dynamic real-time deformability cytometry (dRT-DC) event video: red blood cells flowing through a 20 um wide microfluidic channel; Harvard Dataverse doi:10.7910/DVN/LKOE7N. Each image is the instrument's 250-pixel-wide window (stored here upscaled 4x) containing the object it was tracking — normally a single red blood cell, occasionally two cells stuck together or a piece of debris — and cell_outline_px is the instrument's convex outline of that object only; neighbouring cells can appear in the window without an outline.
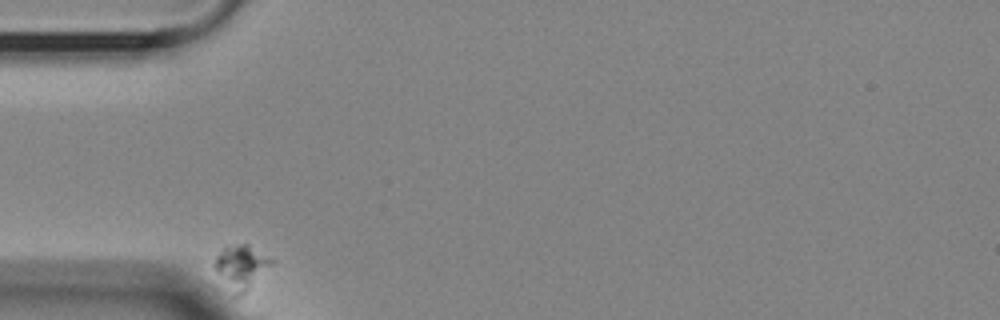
{"species": "Egyptian fruit bat (a non-hibernating species)", "species_latin": "Rousettus aegyptiacus", "temperature_condition": "room temperature", "stored_images_in_passage": 36, "camera_frame_rate_fps": 3000, "um_per_image_px": 0.085, "animal": {"sex": "female"}, "frame": {"image": 1, "passage_image": 1, "time_ms": 0.0, "image_size_px": [1000, 320], "cell_outline_px": [[276, 264], [240, 296], [232, 296], [216, 272], [212, 264], [216, 256], [224, 248], [236, 244], [248, 244], [276, 260]], "centroid_in_image_um": [20.54, 22.71], "position_along_channel_um": 64.5, "area_um2": 14.97}}
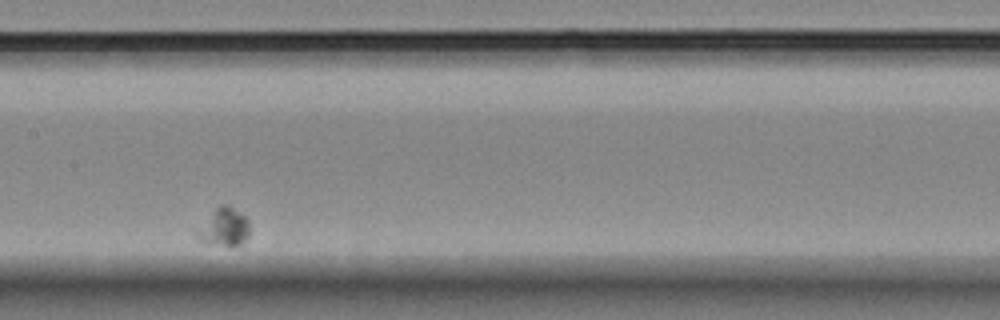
{"frame": {"image": 2, "passage_image": 16, "time_ms": 5.0, "image_size_px": [1000, 320], "cell_outline_px": [[248, 236], [240, 244], [224, 244], [200, 240], [196, 232], [216, 208], [220, 204], [228, 204], [244, 216], [248, 220]], "centroid_in_image_um": [19.08, 19.26], "position_along_channel_um": 188.3, "area_um2": 10.75}}
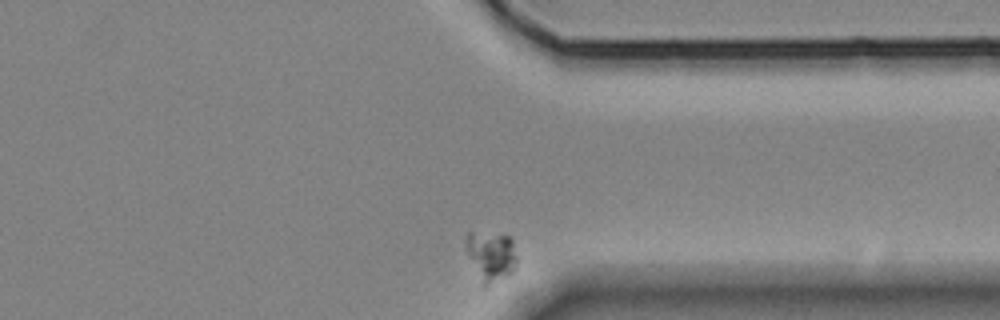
{"frame": {"image": 3, "passage_image": 36, "time_ms": 11.667, "image_size_px": [1000, 320], "cell_outline_px": [[516, 268], [512, 272], [484, 288], [468, 252], [468, 232], [472, 232], [508, 236], [512, 240], [516, 256]], "centroid_in_image_um": [41.79, 21.78], "position_along_channel_um": 369.6, "area_um2": 14.05}}